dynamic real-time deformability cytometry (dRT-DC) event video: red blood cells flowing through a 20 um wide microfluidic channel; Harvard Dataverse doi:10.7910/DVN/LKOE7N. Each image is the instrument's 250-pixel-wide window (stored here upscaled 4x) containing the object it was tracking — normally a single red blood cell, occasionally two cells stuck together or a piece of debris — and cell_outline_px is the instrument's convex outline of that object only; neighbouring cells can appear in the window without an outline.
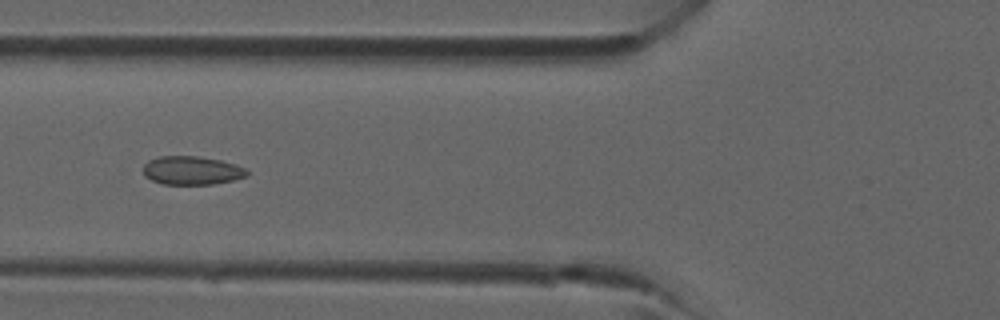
{"species": "common noctule bat (a hibernating species)", "species_latin": "Nyctalus noctula", "temperature_condition": "room temperature", "stored_images_in_passage": 6, "camera_frame_rate_fps": 3000, "um_per_image_px": 0.085, "animal": {"sex": "male", "forearm_length_mm": 52.5}, "frame": {"image": 1, "passage_image": 5, "time_ms": 4.667, "image_size_px": [1000, 320], "cell_outline_px": [[248, 176], [232, 180], [212, 184], [164, 184], [152, 180], [144, 176], [144, 164], [148, 160], [156, 156], [200, 156], [220, 160], [236, 164], [244, 168], [248, 172]], "centroid_in_image_um": [16.29, 14.48], "position_along_channel_um": 109.5, "area_um2": 17.28}}
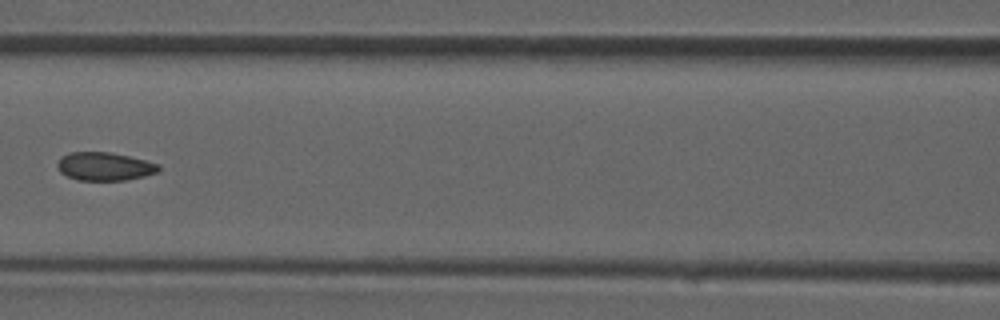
{"frame": {"image": 2, "passage_image": 6, "time_ms": 5.667, "image_size_px": [1000, 320], "cell_outline_px": [[160, 168], [156, 172], [144, 176], [124, 180], [80, 180], [68, 176], [60, 172], [56, 168], [56, 164], [60, 156], [68, 152], [112, 152], [160, 164]], "centroid_in_image_um": [8.84, 14.13], "position_along_channel_um": 157.8, "area_um2": 16.7}}